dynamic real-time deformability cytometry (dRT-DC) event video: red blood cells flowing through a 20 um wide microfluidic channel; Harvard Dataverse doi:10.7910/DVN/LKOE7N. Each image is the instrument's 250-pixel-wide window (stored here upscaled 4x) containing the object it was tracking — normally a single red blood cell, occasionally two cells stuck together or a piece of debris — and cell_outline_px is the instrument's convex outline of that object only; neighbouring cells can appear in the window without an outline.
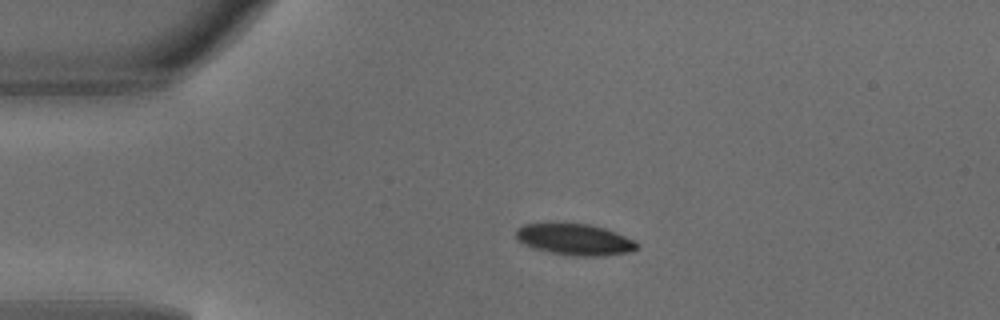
{"species": "common noctule bat (a hibernating species)", "species_latin": "Nyctalus noctula", "temperature_condition": "warm", "stored_images_in_passage": 3, "camera_frame_rate_fps": 3000, "um_per_image_px": 0.085, "animal": {"sex": "male", "body_mass_g": 18.8}, "frame": {"image": 1, "passage_image": 2, "time_ms": 0.333, "image_size_px": [1000, 320], "cell_outline_px": [[640, 248], [628, 252], [604, 256], [576, 256], [552, 252], [532, 248], [516, 240], [516, 228], [524, 224], [588, 224], [604, 228], [616, 232], [636, 240], [640, 244]], "centroid_in_image_um": [48.9, 20.36], "position_along_channel_um": 36.1, "area_um2": 22.08}}